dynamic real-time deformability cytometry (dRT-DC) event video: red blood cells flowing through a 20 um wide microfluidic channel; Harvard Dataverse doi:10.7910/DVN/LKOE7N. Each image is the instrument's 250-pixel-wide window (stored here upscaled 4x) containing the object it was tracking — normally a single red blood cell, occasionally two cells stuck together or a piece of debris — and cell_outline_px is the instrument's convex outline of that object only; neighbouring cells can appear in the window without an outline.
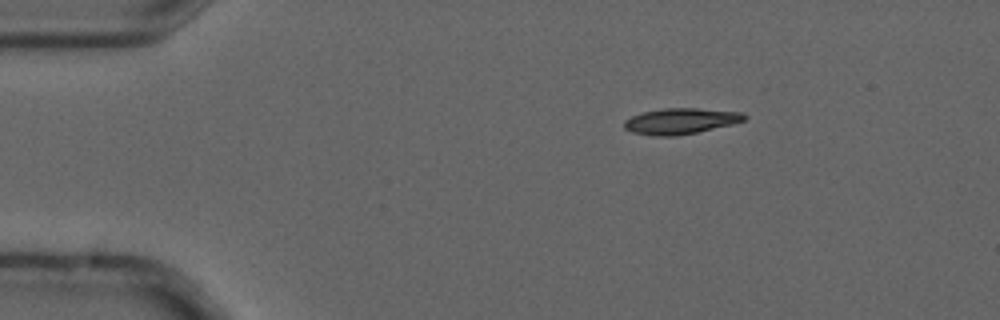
{"species": "common noctule bat (a hibernating species)", "species_latin": "Nyctalus noctula", "temperature_condition": "cold", "stored_images_in_passage": 5, "camera_frame_rate_fps": 3000, "um_per_image_px": 0.085, "animal": {"sex": "male", "forearm_length_mm": 52.5}, "frame": {"image": 1, "passage_image": 3, "time_ms": 0.667, "image_size_px": [1000, 320], "cell_outline_px": [[748, 116], [744, 120], [732, 124], [696, 132], [676, 136], [652, 136], [632, 132], [624, 128], [624, 120], [632, 116], [644, 112], [664, 108], [696, 108], [744, 112]], "centroid_in_image_um": [57.86, 10.29], "position_along_channel_um": 27.1, "area_um2": 18.09}}